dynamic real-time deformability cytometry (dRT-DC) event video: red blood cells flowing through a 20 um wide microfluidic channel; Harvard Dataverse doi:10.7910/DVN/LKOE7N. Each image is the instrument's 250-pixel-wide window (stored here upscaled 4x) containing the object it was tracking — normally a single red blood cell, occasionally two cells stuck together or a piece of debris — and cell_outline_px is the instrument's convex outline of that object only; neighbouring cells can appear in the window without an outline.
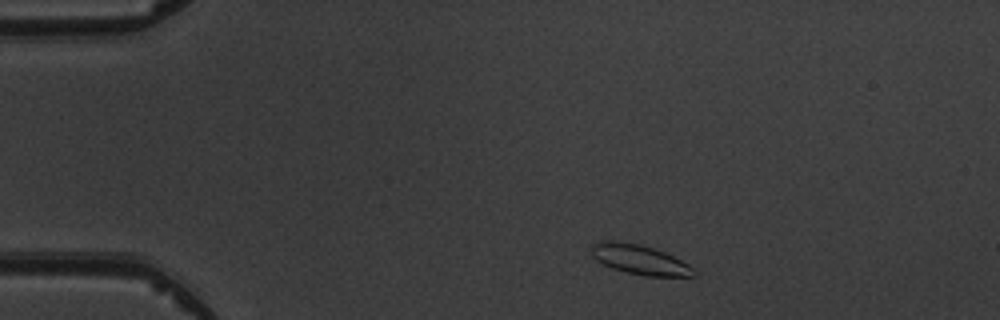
{"species": "common noctule bat (a hibernating species)", "species_latin": "Nyctalus noctula", "temperature_condition": "warm", "stored_images_in_passage": 3, "camera_frame_rate_fps": 3000, "um_per_image_px": 0.085, "animal": {"sex": "male", "body_mass_g": 19.5, "forearm_length_mm": 54.6}, "frame": {"image": 1, "passage_image": 1, "time_ms": 0.0, "image_size_px": [1000, 320], "cell_outline_px": [[696, 276], [644, 276], [612, 268], [596, 260], [592, 256], [592, 244], [600, 240], [616, 240], [640, 244], [664, 252], [688, 264], [696, 272]], "centroid_in_image_um": [54.34, 22.05], "position_along_channel_um": 30.7, "area_um2": 17.63}}